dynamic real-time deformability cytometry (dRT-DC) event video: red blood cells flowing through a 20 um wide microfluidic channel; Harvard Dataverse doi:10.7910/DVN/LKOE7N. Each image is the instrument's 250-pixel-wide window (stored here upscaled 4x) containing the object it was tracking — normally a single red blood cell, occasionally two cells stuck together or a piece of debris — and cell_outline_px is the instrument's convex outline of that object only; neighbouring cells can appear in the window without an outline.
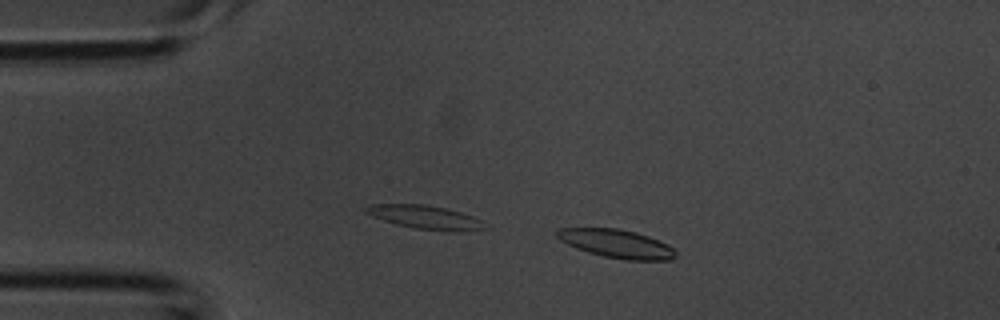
{"species": "common noctule bat (a hibernating species)", "species_latin": "Nyctalus noctula", "temperature_condition": "room temperature", "stored_images_in_passage": 3, "camera_frame_rate_fps": 3000, "um_per_image_px": 0.085, "animal": {"sex": "male", "body_mass_g": 20.1, "forearm_length_mm": 53.5}, "frame": {"image": 1, "passage_image": 2, "time_ms": 0.333, "image_size_px": [1000, 320], "cell_outline_px": [[676, 256], [672, 260], [624, 260], [604, 256], [588, 252], [576, 248], [560, 240], [556, 236], [556, 228], [620, 228], [636, 232], [648, 236], [668, 244], [676, 252]], "centroid_in_image_um": [52.41, 20.71], "position_along_channel_um": 32.6, "area_um2": 19.71}}